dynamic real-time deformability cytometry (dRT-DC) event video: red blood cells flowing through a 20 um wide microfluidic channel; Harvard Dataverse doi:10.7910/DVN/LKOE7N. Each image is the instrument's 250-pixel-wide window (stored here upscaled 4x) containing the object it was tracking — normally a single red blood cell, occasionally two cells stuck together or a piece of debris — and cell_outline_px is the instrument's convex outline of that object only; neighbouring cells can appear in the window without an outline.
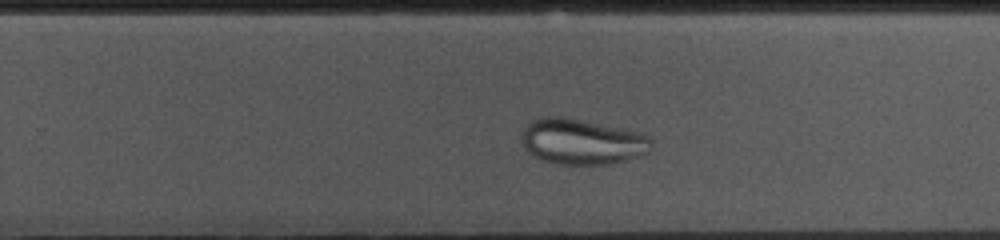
{"species": "common noctule bat (a hibernating species)", "species_latin": "Nyctalus noctula", "temperature_condition": "cold", "stored_images_in_passage": 37, "camera_frame_rate_fps": 3000, "um_per_image_px": 0.085, "animal": {"sex": "female", "body_mass_g": 10.0, "forearm_length_mm": 53.1}, "frame": {"image": 1, "passage_image": 27, "time_ms": 8.667, "image_size_px": [1000, 240], "cell_outline_px": [[652, 148], [648, 152], [624, 160], [608, 164], [556, 164], [540, 160], [528, 152], [524, 148], [520, 140], [524, 128], [532, 120], [540, 116], [556, 116], [600, 124], [620, 128], [636, 132], [648, 136], [652, 140]], "centroid_in_image_um": [49.4, 12.05], "position_along_channel_um": 280.4, "area_um2": 34.22}}